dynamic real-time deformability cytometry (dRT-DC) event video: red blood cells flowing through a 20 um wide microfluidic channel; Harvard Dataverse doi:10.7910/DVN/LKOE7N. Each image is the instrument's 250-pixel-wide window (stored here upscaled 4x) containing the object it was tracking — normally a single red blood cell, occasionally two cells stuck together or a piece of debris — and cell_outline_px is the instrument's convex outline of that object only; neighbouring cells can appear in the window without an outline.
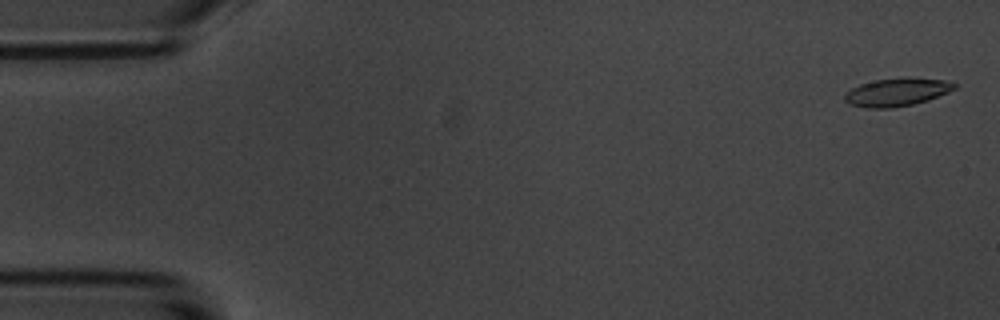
{"species": "common noctule bat (a hibernating species)", "species_latin": "Nyctalus noctula", "temperature_condition": "room temperature", "stored_images_in_passage": 55, "camera_frame_rate_fps": 3000, "um_per_image_px": 0.085, "animal": {"sex": "male", "body_mass_g": 20.1, "forearm_length_mm": 53.5}, "frame": {"image": 1, "passage_image": 1, "time_ms": 0.0, "image_size_px": [1000, 320], "cell_outline_px": [[956, 88], [948, 92], [928, 100], [912, 104], [892, 108], [868, 108], [852, 104], [844, 100], [844, 96], [852, 88], [860, 84], [876, 80], [944, 80], [956, 84]], "centroid_in_image_um": [76.2, 7.88], "position_along_channel_um": 8.8, "area_um2": 16.88}}
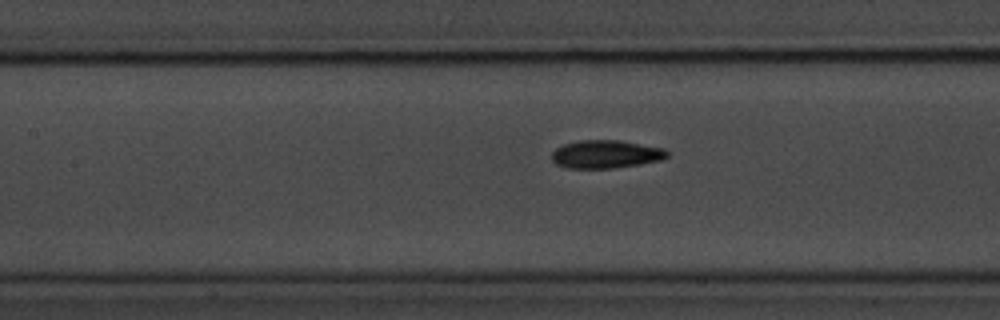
{"frame": {"image": 2, "passage_image": 24, "time_ms": 7.667, "image_size_px": [1000, 320], "cell_outline_px": [[668, 156], [660, 160], [640, 164], [612, 168], [568, 168], [556, 164], [552, 160], [552, 152], [556, 148], [564, 144], [580, 140], [620, 140], [664, 148], [668, 152]], "centroid_in_image_um": [51.49, 13.1], "position_along_channel_um": 155.9, "area_um2": 18.84}}
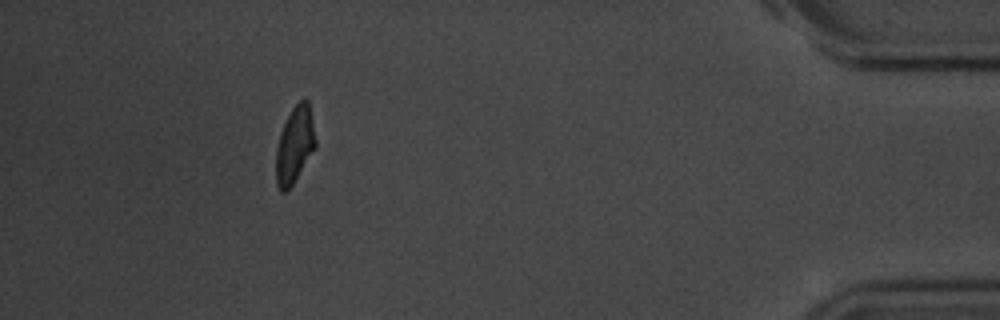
{"frame": {"image": 3, "passage_image": 50, "time_ms": 16.333, "image_size_px": [1000, 320], "cell_outline_px": [[316, 148], [292, 184], [284, 192], [280, 192], [276, 184], [276, 148], [280, 132], [292, 108], [304, 96], [308, 100], [316, 140]], "centroid_in_image_um": [25.05, 12.3], "position_along_channel_um": 410.2, "area_um2": 17.57}, "authors_computed_cell_mechanics": {"area_um2": 18.207, "velocity_mm_per_s": 3.6108, "shape_relaxation_time_tau1_ms": 2.7269, "shape_relaxation_time_tau2_ms": 2.8861, "deformation_change_tau1": 0.1211, "deformation_change_tau2": 0.0862}}